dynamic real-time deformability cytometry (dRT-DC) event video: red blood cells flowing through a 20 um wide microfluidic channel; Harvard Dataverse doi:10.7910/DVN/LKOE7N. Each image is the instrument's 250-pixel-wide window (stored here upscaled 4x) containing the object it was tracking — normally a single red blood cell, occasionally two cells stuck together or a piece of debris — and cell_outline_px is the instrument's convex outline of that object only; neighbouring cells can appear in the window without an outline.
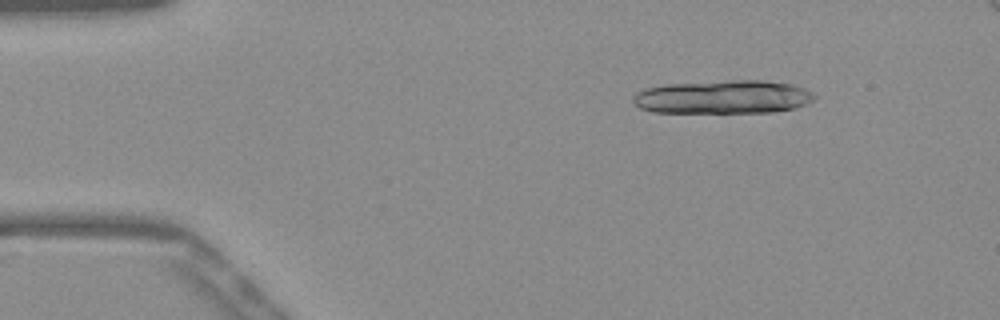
{"species": "Egyptian fruit bat (a non-hibernating species)", "species_latin": "Rousettus aegyptiacus", "temperature_condition": "warm", "stored_images_in_passage": 14, "camera_frame_rate_fps": 3000, "um_per_image_px": 0.085, "frame": {"image": 1, "passage_image": 3, "time_ms": 0.667, "image_size_px": [1000, 320], "cell_outline_px": [[816, 96], [812, 100], [796, 108], [772, 112], [652, 112], [640, 108], [632, 100], [636, 92], [644, 88], [664, 84], [732, 80], [764, 80], [792, 84], [804, 88], [812, 92]], "centroid_in_image_um": [61.45, 8.23], "position_along_channel_um": 23.6, "area_um2": 35.43}}